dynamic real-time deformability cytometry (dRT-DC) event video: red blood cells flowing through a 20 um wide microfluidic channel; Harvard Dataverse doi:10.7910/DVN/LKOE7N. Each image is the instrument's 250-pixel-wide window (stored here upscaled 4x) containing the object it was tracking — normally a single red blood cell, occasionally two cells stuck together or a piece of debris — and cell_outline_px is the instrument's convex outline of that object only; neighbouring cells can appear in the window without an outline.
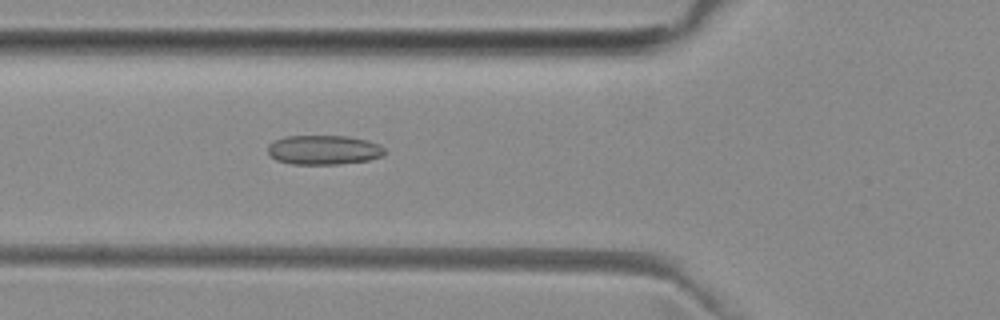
{"species": "common noctule bat (a hibernating species)", "species_latin": "Nyctalus noctula", "temperature_condition": "room temperature", "stored_images_in_passage": 51, "camera_frame_rate_fps": 3000, "um_per_image_px": 0.085, "animal": {"sex": "female", "body_mass_g": 29.2, "forearm_length_mm": 56.3}, "frame": {"image": 1, "passage_image": 19, "time_ms": 6.0, "image_size_px": [1000, 320], "cell_outline_px": [[384, 156], [368, 160], [340, 164], [292, 164], [276, 160], [268, 152], [268, 144], [276, 140], [288, 136], [348, 136], [368, 140], [380, 144], [384, 148]], "centroid_in_image_um": [27.55, 12.74], "position_along_channel_um": 98.3, "area_um2": 20.06}}
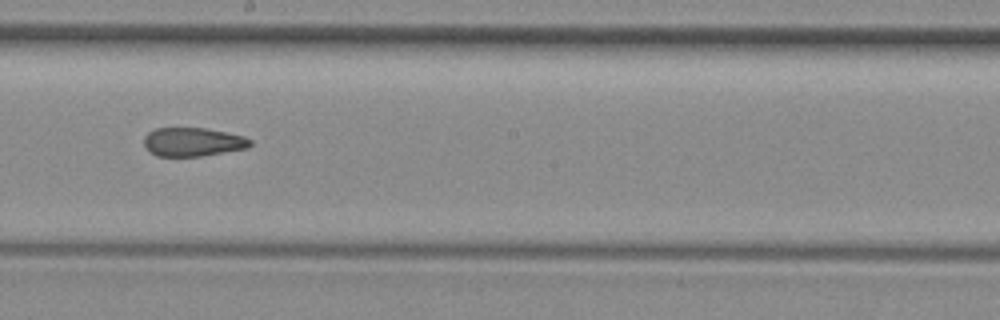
{"frame": {"image": 2, "passage_image": 29, "time_ms": 9.333, "image_size_px": [1000, 320], "cell_outline_px": [[252, 144], [248, 148], [200, 156], [156, 156], [148, 152], [144, 144], [144, 136], [148, 132], [156, 128], [204, 128], [244, 136], [252, 140]], "centroid_in_image_um": [16.37, 12.07], "position_along_channel_um": 231.8, "area_um2": 17.8}}
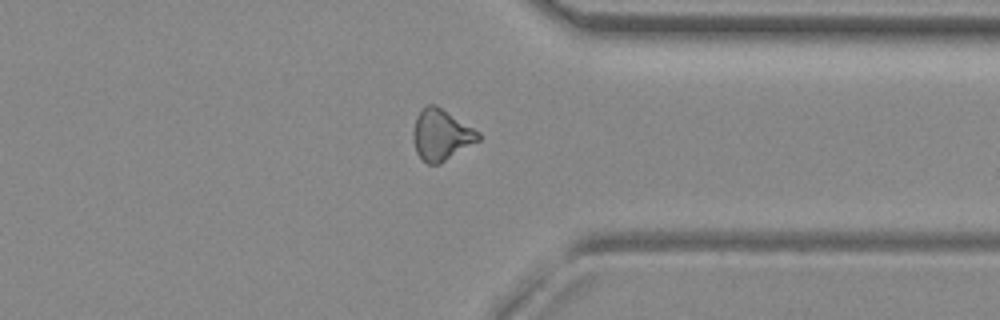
{"frame": {"image": 3, "passage_image": 40, "time_ms": 13.0, "image_size_px": [1000, 320], "cell_outline_px": [[480, 140], [440, 164], [428, 164], [416, 152], [412, 136], [412, 132], [416, 116], [428, 104], [436, 104], [480, 132]], "centroid_in_image_um": [37.5, 11.46], "position_along_channel_um": 373.9, "area_um2": 19.36}, "authors_computed_cell_mechanics": {"area_um2": 19.363, "velocity_mm_per_s": 4.0019, "shape_relaxation_time_tau1_ms": null, "shape_relaxation_time_tau2_ms": 1.6495, "deformation_change_tau1": null, "deformation_change_tau2": 0.0816}}